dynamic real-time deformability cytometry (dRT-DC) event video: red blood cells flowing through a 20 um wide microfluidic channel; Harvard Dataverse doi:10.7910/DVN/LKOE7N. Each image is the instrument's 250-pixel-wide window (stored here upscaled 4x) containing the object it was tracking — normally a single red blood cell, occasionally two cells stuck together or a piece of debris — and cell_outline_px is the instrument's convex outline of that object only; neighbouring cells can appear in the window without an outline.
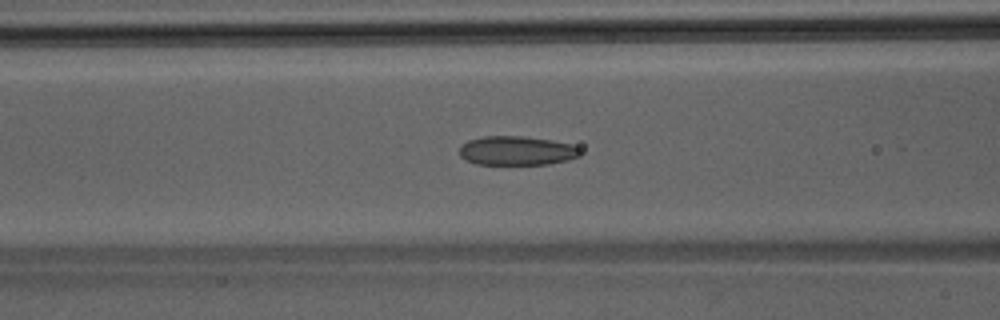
{"species": "Egyptian fruit bat (a non-hibernating species)", "species_latin": "Rousettus aegyptiacus", "temperature_condition": "room temperature", "stored_images_in_passage": 36, "camera_frame_rate_fps": 3000, "um_per_image_px": 0.085, "animal": {"sex": "male"}, "frame": {"image": 1, "passage_image": 13, "time_ms": 4.0, "image_size_px": [1000, 320], "cell_outline_px": [[580, 156], [568, 160], [548, 164], [476, 164], [464, 160], [460, 156], [460, 148], [468, 140], [484, 136], [524, 136], [552, 140], [572, 144], [580, 148]], "centroid_in_image_um": [43.94, 12.81], "position_along_channel_um": 122.7, "area_um2": 20.58}}
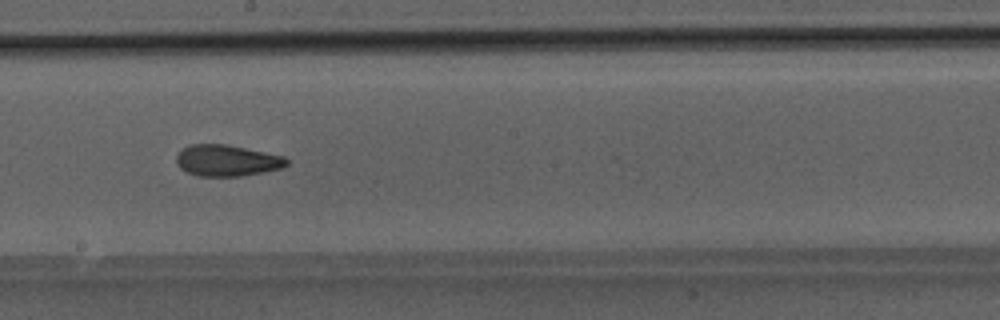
{"frame": {"image": 2, "passage_image": 20, "time_ms": 6.333, "image_size_px": [1000, 320], "cell_outline_px": [[288, 164], [280, 168], [264, 172], [240, 176], [200, 176], [188, 172], [180, 168], [176, 164], [176, 156], [188, 144], [228, 144], [284, 156], [288, 160]], "centroid_in_image_um": [19.28, 13.64], "position_along_channel_um": 228.9, "area_um2": 20.11}}
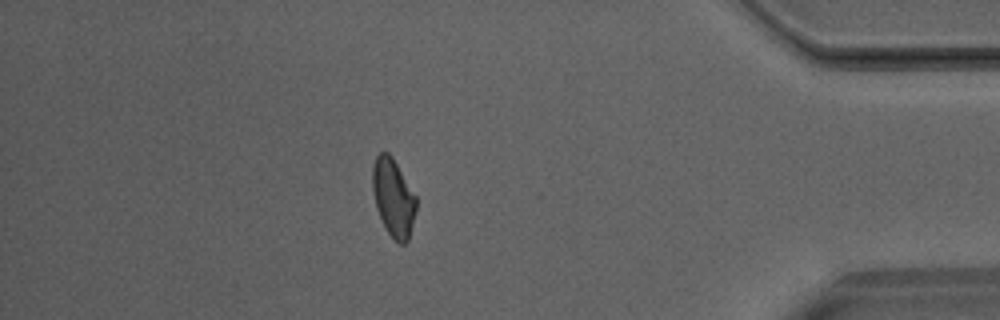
{"frame": {"image": 3, "passage_image": 34, "time_ms": 11.0, "image_size_px": [1000, 320], "cell_outline_px": [[416, 212], [408, 240], [404, 244], [400, 244], [388, 232], [376, 208], [372, 188], [372, 164], [376, 156], [380, 152], [388, 152], [392, 156], [416, 196]], "centroid_in_image_um": [33.42, 16.77], "position_along_channel_um": 401.8, "area_um2": 19.71}}